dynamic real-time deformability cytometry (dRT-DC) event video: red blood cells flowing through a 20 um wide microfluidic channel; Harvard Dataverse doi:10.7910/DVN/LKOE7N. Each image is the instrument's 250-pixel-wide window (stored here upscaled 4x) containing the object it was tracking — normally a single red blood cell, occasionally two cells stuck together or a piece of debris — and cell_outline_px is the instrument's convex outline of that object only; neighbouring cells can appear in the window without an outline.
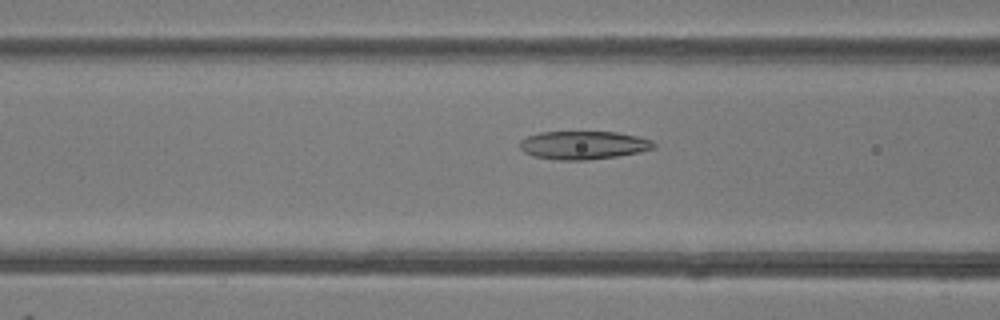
{"species": "common noctule bat (a hibernating species)", "species_latin": "Nyctalus noctula", "temperature_condition": "room temperature", "stored_images_in_passage": 50, "camera_frame_rate_fps": 3000, "um_per_image_px": 0.085, "animal": {"sex": "female"}, "frame": {"image": 1, "passage_image": 20, "time_ms": 6.333, "image_size_px": [1000, 320], "cell_outline_px": [[656, 148], [640, 152], [616, 156], [588, 160], [556, 160], [532, 156], [524, 152], [520, 148], [520, 140], [528, 136], [540, 132], [616, 132], [636, 136], [652, 140], [656, 144]], "centroid_in_image_um": [49.59, 12.34], "position_along_channel_um": 117.0, "area_um2": 22.14}}
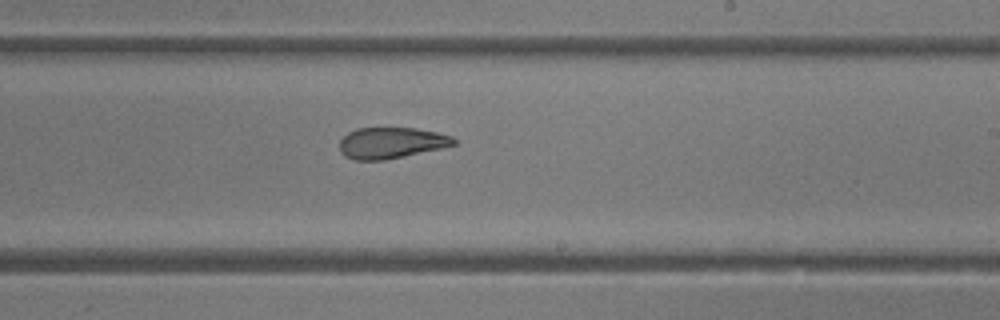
{"frame": {"image": 2, "passage_image": 30, "time_ms": 9.667, "image_size_px": [1000, 320], "cell_outline_px": [[460, 140], [456, 144], [440, 148], [384, 160], [356, 160], [344, 156], [340, 152], [340, 140], [348, 132], [356, 128], [416, 128], [436, 132], [452, 136]], "centroid_in_image_um": [33.25, 12.14], "position_along_channel_um": 255.7, "area_um2": 20.69}}
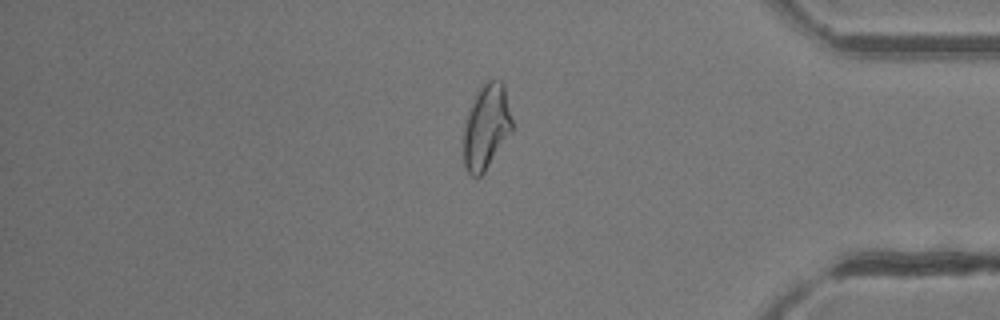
{"frame": {"image": 3, "passage_image": 42, "time_ms": 13.667, "image_size_px": [1000, 320], "cell_outline_px": [[512, 132], [484, 172], [480, 176], [472, 176], [468, 172], [464, 164], [464, 128], [468, 112], [480, 84], [496, 76], [504, 84], [512, 120]], "centroid_in_image_um": [41.35, 10.73], "position_along_channel_um": 393.9, "area_um2": 24.1}, "authors_computed_cell_mechanics": {"area_um2": 23.8136, "velocity_mm_per_s": 4.1652, "shape_relaxation_time_tau1_ms": null, "shape_relaxation_time_tau2_ms": 3.7199, "deformation_change_tau1": null, "deformation_change_tau2": 0.0924}}